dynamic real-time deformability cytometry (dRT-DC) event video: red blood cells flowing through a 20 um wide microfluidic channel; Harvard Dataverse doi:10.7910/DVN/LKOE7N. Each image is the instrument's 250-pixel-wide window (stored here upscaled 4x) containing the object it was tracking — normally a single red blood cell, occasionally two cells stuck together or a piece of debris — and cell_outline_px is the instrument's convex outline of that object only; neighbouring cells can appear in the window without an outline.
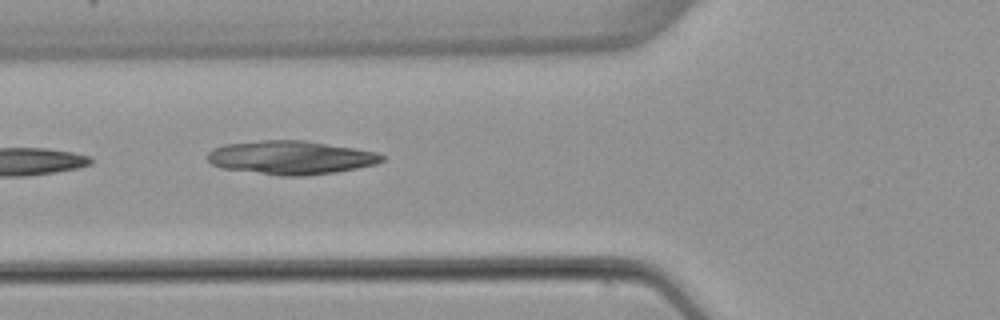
{"species": "common noctule bat (a hibernating species)", "species_latin": "Nyctalus noctula", "temperature_condition": "warm", "stored_images_in_passage": 5, "camera_frame_rate_fps": 3000, "um_per_image_px": 0.085, "animal": {"sex": "female", "body_mass_g": 22.7, "forearm_length_mm": 54.2}, "frame": {"image": 1, "passage_image": 4, "time_ms": 5.667, "image_size_px": [1000, 320], "cell_outline_px": [[384, 160], [376, 164], [336, 172], [304, 176], [280, 176], [220, 168], [212, 164], [208, 160], [208, 152], [212, 148], [224, 144], [260, 140], [304, 140], [376, 152], [384, 156]], "centroid_in_image_um": [24.67, 13.4], "position_along_channel_um": 101.1, "area_um2": 34.22}}
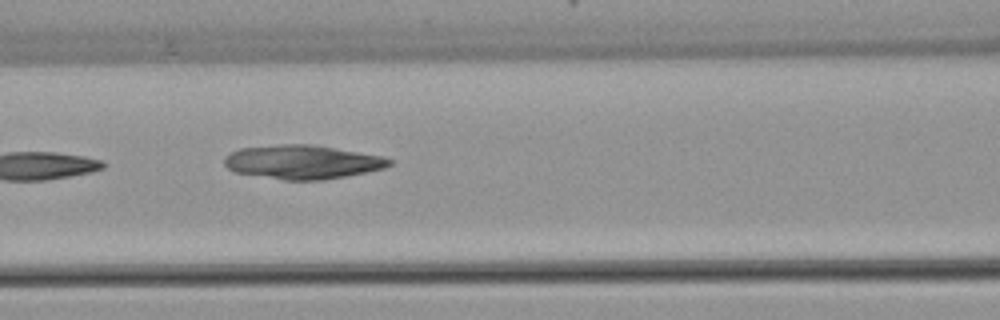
{"frame": {"image": 2, "passage_image": 5, "time_ms": 6.667, "image_size_px": [1000, 320], "cell_outline_px": [[392, 164], [384, 168], [324, 180], [284, 180], [236, 172], [228, 168], [224, 164], [224, 156], [240, 148], [284, 144], [312, 144], [384, 156], [392, 160]], "centroid_in_image_um": [25.72, 13.76], "position_along_channel_um": 140.9, "area_um2": 32.43}}